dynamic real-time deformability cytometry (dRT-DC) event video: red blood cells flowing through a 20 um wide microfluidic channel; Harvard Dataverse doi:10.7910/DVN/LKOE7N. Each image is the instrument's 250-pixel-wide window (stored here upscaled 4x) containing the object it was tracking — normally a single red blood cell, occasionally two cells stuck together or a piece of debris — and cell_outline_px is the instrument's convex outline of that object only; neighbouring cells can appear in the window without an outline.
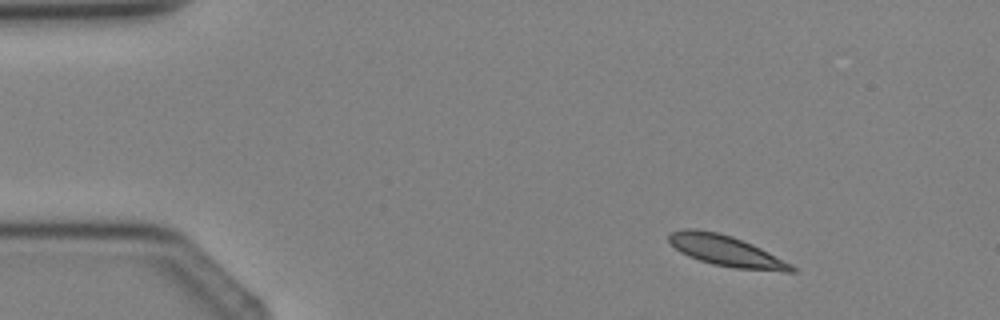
{"species": "Egyptian fruit bat (a non-hibernating species)", "species_latin": "Rousettus aegyptiacus", "temperature_condition": "cold", "stored_images_in_passage": 2, "camera_frame_rate_fps": 3000, "um_per_image_px": 0.085, "animal": {"sex": "female"}, "frame": {"image": 1, "passage_image": 1, "time_ms": 0.0, "image_size_px": [1000, 320], "cell_outline_px": [[796, 272], [784, 272], [732, 268], [712, 264], [688, 256], [680, 252], [668, 240], [668, 236], [672, 232], [684, 228], [696, 228], [716, 232], [732, 236], [752, 244], [792, 264], [796, 268]], "centroid_in_image_um": [61.73, 21.33], "position_along_channel_um": 23.3, "area_um2": 22.02}}
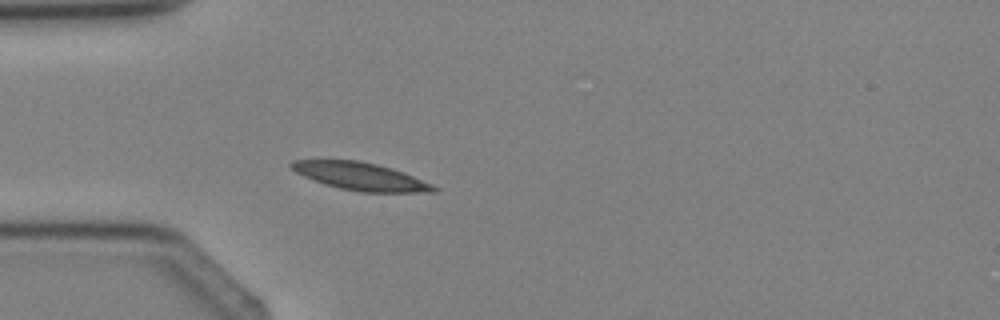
{"frame": {"image": 2, "passage_image": 2, "time_ms": 2.0, "image_size_px": [1000, 320], "cell_outline_px": [[440, 188], [436, 192], [360, 192], [340, 188], [324, 184], [304, 176], [296, 172], [288, 164], [292, 160], [360, 160], [392, 168], [404, 172], [432, 184]], "centroid_in_image_um": [30.67, 14.99], "position_along_channel_um": 54.3, "area_um2": 22.95}}